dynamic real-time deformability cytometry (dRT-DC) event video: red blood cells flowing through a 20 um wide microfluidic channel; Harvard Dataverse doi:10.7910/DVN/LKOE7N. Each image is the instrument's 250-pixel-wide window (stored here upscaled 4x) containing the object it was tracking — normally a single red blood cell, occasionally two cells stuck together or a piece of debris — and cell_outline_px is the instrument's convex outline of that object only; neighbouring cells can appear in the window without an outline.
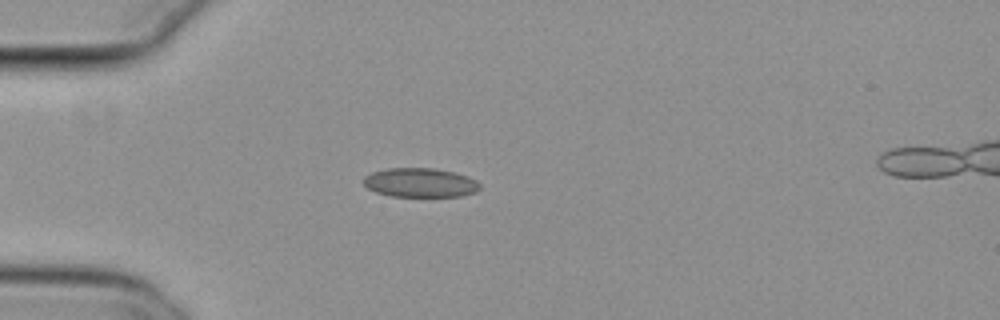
{"species": "common noctule bat (a hibernating species)", "species_latin": "Nyctalus noctula", "temperature_condition": "cold", "stored_images_in_passage": 40, "camera_frame_rate_fps": 3000, "um_per_image_px": 0.085, "animal": {"sex": "female", "body_mass_g": 29.2, "forearm_length_mm": 56.3}, "frame": {"image": 1, "passage_image": 5, "time_ms": 1.333, "image_size_px": [1000, 320], "cell_outline_px": [[480, 188], [476, 192], [460, 196], [392, 196], [376, 192], [368, 188], [364, 184], [364, 176], [372, 172], [388, 168], [436, 168], [468, 176], [476, 180], [480, 184]], "centroid_in_image_um": [35.73, 15.52], "position_along_channel_um": 49.3, "area_um2": 19.71}}
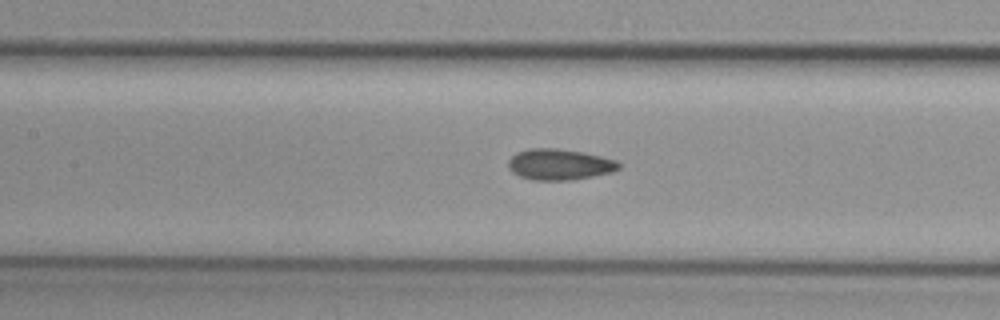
{"frame": {"image": 2, "passage_image": 15, "time_ms": 4.667, "image_size_px": [1000, 320], "cell_outline_px": [[620, 168], [612, 172], [572, 180], [532, 180], [520, 176], [512, 172], [508, 168], [508, 160], [516, 152], [528, 148], [556, 148], [584, 152], [616, 160], [620, 164]], "centroid_in_image_um": [47.53, 13.97], "position_along_channel_um": 159.9, "area_um2": 20.06}}
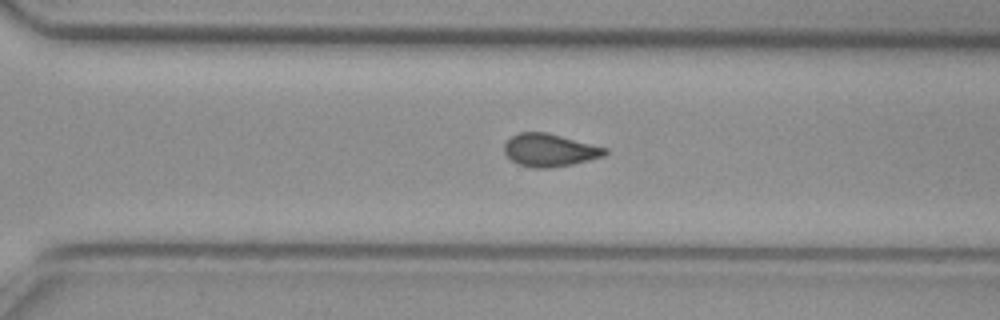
{"frame": {"image": 3, "passage_image": 28, "time_ms": 9.0, "image_size_px": [1000, 320], "cell_outline_px": [[608, 152], [604, 156], [572, 164], [548, 168], [532, 168], [516, 164], [504, 152], [504, 144], [512, 136], [520, 132], [548, 132], [608, 148]], "centroid_in_image_um": [46.72, 12.76], "position_along_channel_um": 323.9, "area_um2": 19.31}, "authors_computed_cell_mechanics": {"area_um2": 19.2474, "velocity_mm_per_s": 3.797, "shape_relaxation_time_tau1_ms": null, "shape_relaxation_time_tau2_ms": 3.5049, "deformation_change_tau1": null, "deformation_change_tau2": 0.0736}}